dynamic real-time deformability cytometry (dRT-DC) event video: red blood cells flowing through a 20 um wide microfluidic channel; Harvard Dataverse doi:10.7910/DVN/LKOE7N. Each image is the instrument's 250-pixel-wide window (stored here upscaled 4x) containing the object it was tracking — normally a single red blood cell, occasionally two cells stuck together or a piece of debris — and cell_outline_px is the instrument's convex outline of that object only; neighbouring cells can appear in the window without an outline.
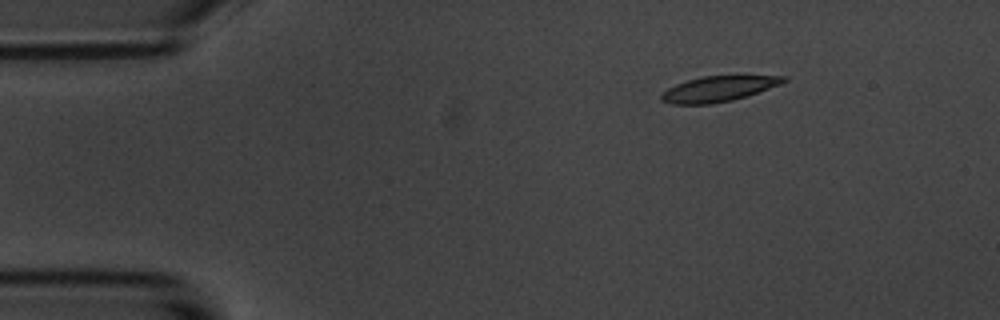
{"species": "common noctule bat (a hibernating species)", "species_latin": "Nyctalus noctula", "temperature_condition": "room temperature", "stored_images_in_passage": 6, "camera_frame_rate_fps": 3000, "um_per_image_px": 0.085, "animal": {"sex": "male", "body_mass_g": 20.1, "forearm_length_mm": 53.5}, "frame": {"image": 1, "passage_image": 1, "time_ms": 0.0, "image_size_px": [1000, 320], "cell_outline_px": [[788, 80], [780, 84], [732, 100], [712, 104], [672, 104], [660, 100], [660, 92], [676, 84], [700, 76], [788, 76]], "centroid_in_image_um": [60.99, 7.55], "position_along_channel_um": 24.0, "area_um2": 17.92}}
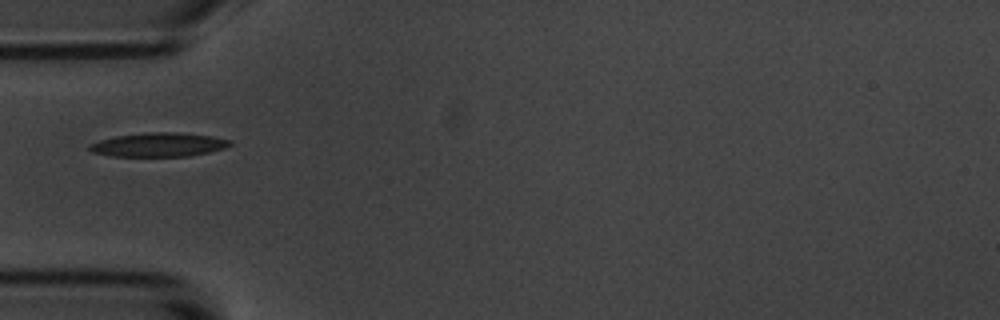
{"frame": {"image": 2, "passage_image": 4, "time_ms": 3.333, "image_size_px": [1000, 320], "cell_outline_px": [[232, 144], [224, 148], [192, 156], [112, 156], [92, 152], [88, 148], [88, 144], [100, 140], [116, 136], [144, 132], [176, 132], [212, 136], [232, 140]], "centroid_in_image_um": [13.49, 12.29], "position_along_channel_um": 71.5, "area_um2": 19.65}}
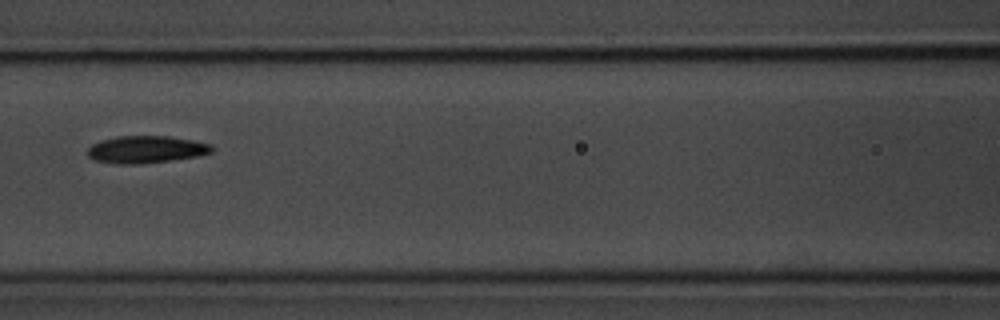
{"frame": {"image": 3, "passage_image": 6, "time_ms": 5.667, "image_size_px": [1000, 320], "cell_outline_px": [[212, 152], [196, 156], [168, 160], [136, 164], [116, 164], [92, 160], [88, 156], [88, 148], [92, 144], [100, 140], [116, 136], [168, 136], [192, 140], [212, 144]], "centroid_in_image_um": [12.36, 12.7], "position_along_channel_um": 154.2, "area_um2": 19.65}}